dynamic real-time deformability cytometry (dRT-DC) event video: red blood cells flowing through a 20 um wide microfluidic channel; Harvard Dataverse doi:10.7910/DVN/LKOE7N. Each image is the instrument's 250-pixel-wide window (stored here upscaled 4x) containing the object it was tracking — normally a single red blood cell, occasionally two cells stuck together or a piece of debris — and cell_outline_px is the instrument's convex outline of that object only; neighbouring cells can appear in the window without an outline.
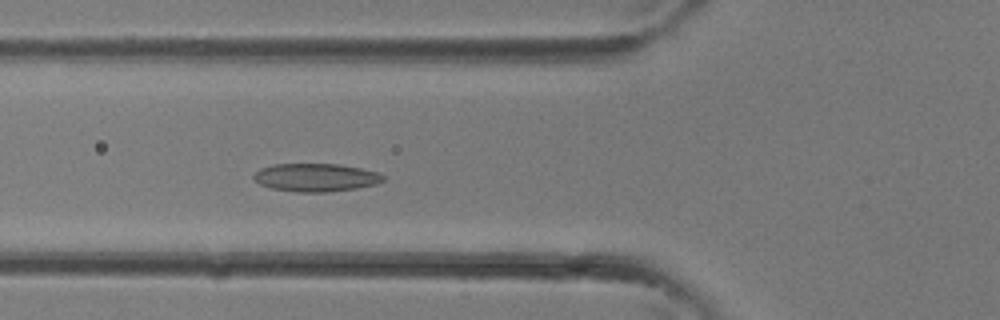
{"species": "common noctule bat (a hibernating species)", "species_latin": "Nyctalus noctula", "temperature_condition": "room temperature", "stored_images_in_passage": 12, "camera_frame_rate_fps": 3000, "um_per_image_px": 0.085, "animal": {"sex": "female"}, "frame": {"image": 1, "passage_image": 12, "time_ms": 3.667, "image_size_px": [1000, 320], "cell_outline_px": [[384, 180], [376, 184], [356, 188], [328, 192], [296, 192], [272, 188], [260, 184], [252, 176], [260, 168], [272, 164], [340, 164], [380, 172], [384, 176]], "centroid_in_image_um": [26.86, 15.08], "position_along_channel_um": 98.9, "area_um2": 21.21}}